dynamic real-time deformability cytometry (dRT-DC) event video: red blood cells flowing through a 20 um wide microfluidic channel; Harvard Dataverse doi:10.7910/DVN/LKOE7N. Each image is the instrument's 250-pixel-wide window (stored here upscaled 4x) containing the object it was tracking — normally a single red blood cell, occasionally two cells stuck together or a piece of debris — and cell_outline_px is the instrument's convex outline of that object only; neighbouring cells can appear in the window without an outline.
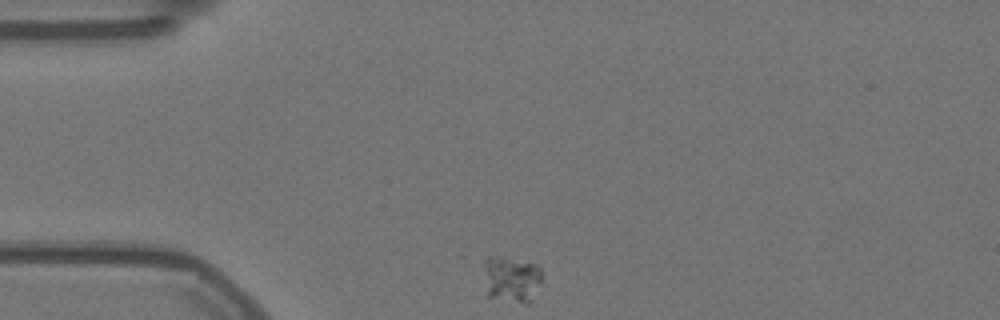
{"species": "Egyptian fruit bat (a non-hibernating species)", "species_latin": "Rousettus aegyptiacus", "temperature_condition": "warm", "stored_images_in_passage": 48, "camera_frame_rate_fps": 3000, "um_per_image_px": 0.085, "animal": {"sex": "female"}, "frame": {"image": 1, "passage_image": 1, "time_ms": 0.0, "image_size_px": [1000, 320], "cell_outline_px": [[540, 280], [528, 304], [524, 304], [488, 296], [484, 260], [488, 256], [536, 264], [540, 268]], "centroid_in_image_um": [43.46, 23.75], "position_along_channel_um": 41.5, "area_um2": 14.85}}
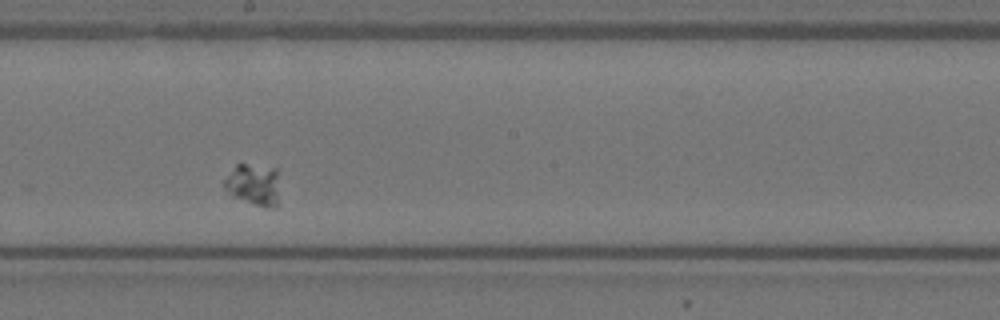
{"frame": {"image": 2, "passage_image": 21, "time_ms": 6.667, "image_size_px": [1000, 320], "cell_outline_px": [[280, 204], [276, 208], [264, 208], [252, 204], [232, 196], [224, 188], [224, 180], [236, 164], [244, 164], [276, 168]], "centroid_in_image_um": [21.59, 15.74], "position_along_channel_um": 226.6, "area_um2": 13.7}}
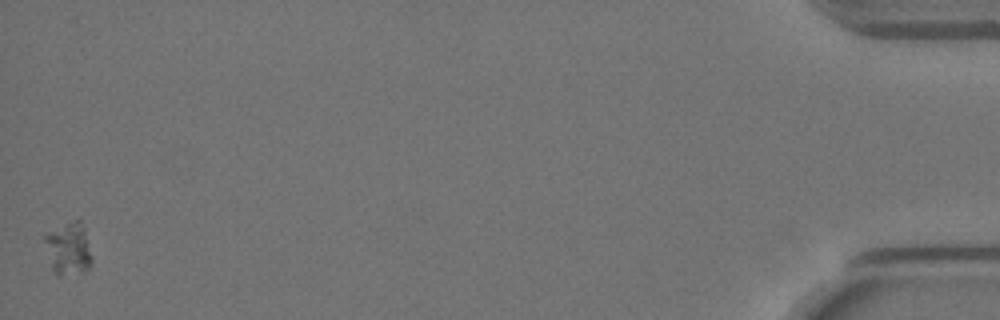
{"frame": {"image": 3, "passage_image": 48, "time_ms": 15.667, "image_size_px": [1000, 320], "cell_outline_px": [[92, 264], [84, 272], [60, 276], [52, 272], [44, 240], [44, 236], [48, 232], [80, 216], [84, 228], [92, 256]], "centroid_in_image_um": [5.83, 21.14], "position_along_channel_um": 429.4, "area_um2": 14.68}}